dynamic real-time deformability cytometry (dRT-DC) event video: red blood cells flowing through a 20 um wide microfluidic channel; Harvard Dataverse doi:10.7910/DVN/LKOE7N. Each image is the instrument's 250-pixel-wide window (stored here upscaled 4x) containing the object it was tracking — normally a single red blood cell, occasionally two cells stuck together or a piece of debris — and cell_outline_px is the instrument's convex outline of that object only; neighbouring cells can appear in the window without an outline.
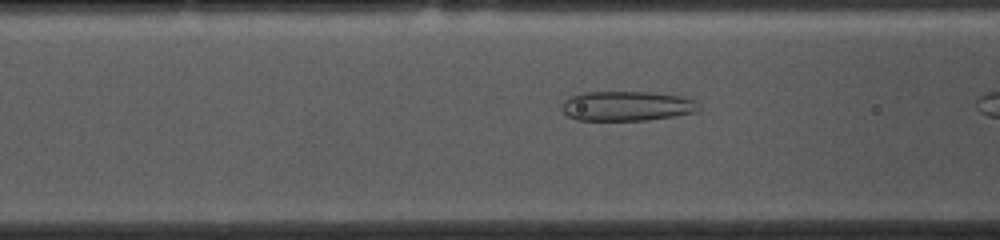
{"species": "common noctule bat (a hibernating species)", "species_latin": "Nyctalus noctula", "temperature_condition": "cold", "stored_images_in_passage": 15, "camera_frame_rate_fps": 3000, "um_per_image_px": 0.085, "animal": {"sex": "female", "body_mass_g": 10.0, "forearm_length_mm": 53.1}, "frame": {"image": 1, "passage_image": 13, "time_ms": 4.0, "image_size_px": [1000, 240], "cell_outline_px": [[700, 108], [696, 112], [648, 120], [576, 120], [568, 116], [560, 108], [564, 100], [572, 96], [584, 92], [648, 92], [680, 96], [696, 100]], "centroid_in_image_um": [53.27, 9.01], "position_along_channel_um": 113.3, "area_um2": 23.7}}